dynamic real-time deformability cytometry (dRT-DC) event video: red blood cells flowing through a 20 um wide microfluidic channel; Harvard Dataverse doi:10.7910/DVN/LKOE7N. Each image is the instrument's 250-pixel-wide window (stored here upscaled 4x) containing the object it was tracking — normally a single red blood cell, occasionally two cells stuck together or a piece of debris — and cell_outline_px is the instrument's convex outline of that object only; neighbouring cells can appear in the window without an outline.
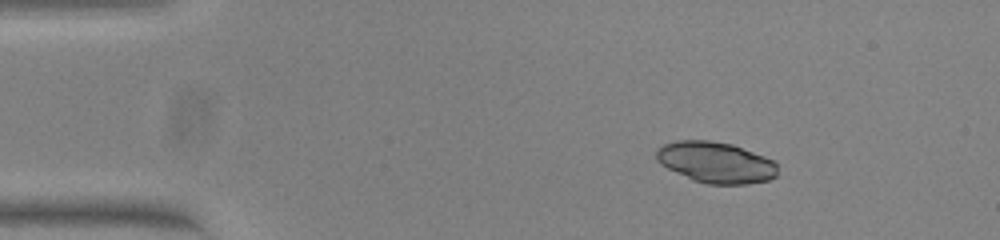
{"species": "common noctule bat (a hibernating species)", "species_latin": "Nyctalus noctula", "temperature_condition": "warm", "stored_images_in_passage": 47, "camera_frame_rate_fps": 3000, "um_per_image_px": 0.085, "animal": {"sex": "female", "body_mass_g": 23.0, "forearm_length_mm": 53.4}, "frame": {"image": 1, "passage_image": 1, "time_ms": 0.0, "image_size_px": [1000, 240], "cell_outline_px": [[776, 176], [768, 180], [748, 184], [708, 184], [692, 180], [660, 164], [656, 160], [656, 148], [664, 144], [676, 140], [712, 140], [732, 144], [764, 156], [772, 160], [776, 164]], "centroid_in_image_um": [60.81, 13.79], "position_along_channel_um": 24.2, "area_um2": 29.07}}